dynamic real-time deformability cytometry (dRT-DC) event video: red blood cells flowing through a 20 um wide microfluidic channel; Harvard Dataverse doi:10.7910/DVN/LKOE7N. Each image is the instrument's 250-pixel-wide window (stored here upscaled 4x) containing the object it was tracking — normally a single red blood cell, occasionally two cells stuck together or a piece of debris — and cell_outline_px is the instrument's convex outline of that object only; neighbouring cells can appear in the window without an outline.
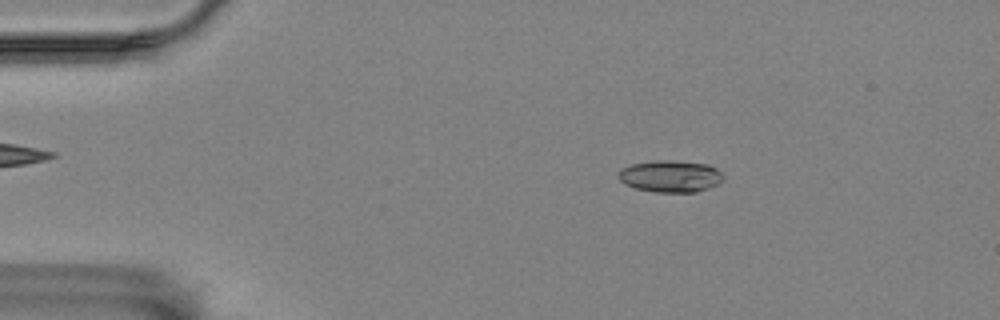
{"species": "Egyptian fruit bat (a non-hibernating species)", "species_latin": "Rousettus aegyptiacus", "temperature_condition": "room temperature", "stored_images_in_passage": 4, "camera_frame_rate_fps": 3000, "um_per_image_px": 0.085, "animal": {"sex": "female"}, "frame": {"image": 1, "passage_image": 2, "time_ms": 1.333, "image_size_px": [1000, 320], "cell_outline_px": [[724, 180], [720, 184], [696, 192], [656, 192], [636, 188], [624, 184], [616, 176], [620, 168], [632, 164], [652, 160], [672, 160], [708, 164], [716, 168], [724, 176]], "centroid_in_image_um": [56.98, 14.97], "position_along_channel_um": 28.0, "area_um2": 19.77}}